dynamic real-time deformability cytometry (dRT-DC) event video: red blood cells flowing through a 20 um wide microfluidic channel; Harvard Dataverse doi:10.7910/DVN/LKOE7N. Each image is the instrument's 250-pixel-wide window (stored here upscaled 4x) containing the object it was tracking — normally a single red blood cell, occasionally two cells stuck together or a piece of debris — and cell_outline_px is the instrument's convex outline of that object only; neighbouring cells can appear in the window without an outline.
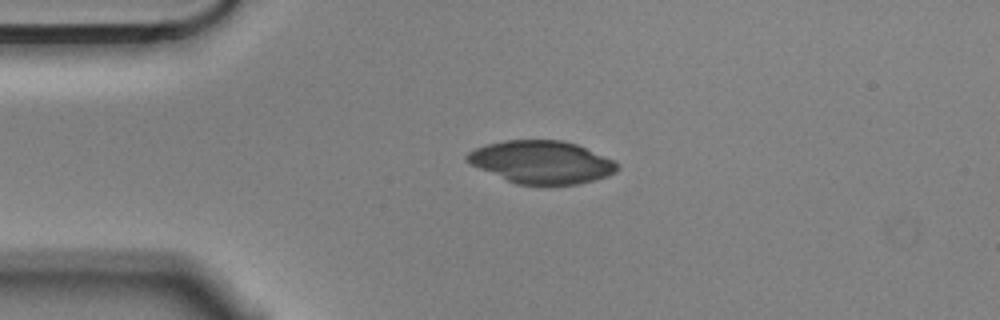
{"species": "Egyptian fruit bat (a non-hibernating species)", "species_latin": "Rousettus aegyptiacus", "temperature_condition": "cold", "stored_images_in_passage": 3, "camera_frame_rate_fps": 3000, "um_per_image_px": 0.085, "animal": {"sex": "male"}, "frame": {"image": 1, "passage_image": 1, "time_ms": 0.0, "image_size_px": [1000, 320], "cell_outline_px": [[620, 168], [616, 172], [608, 176], [580, 184], [516, 184], [480, 168], [464, 160], [464, 156], [468, 152], [476, 148], [488, 144], [504, 140], [560, 140], [576, 144], [612, 160], [620, 164]], "centroid_in_image_um": [46.04, 13.78], "position_along_channel_um": 39.0, "area_um2": 37.05}}